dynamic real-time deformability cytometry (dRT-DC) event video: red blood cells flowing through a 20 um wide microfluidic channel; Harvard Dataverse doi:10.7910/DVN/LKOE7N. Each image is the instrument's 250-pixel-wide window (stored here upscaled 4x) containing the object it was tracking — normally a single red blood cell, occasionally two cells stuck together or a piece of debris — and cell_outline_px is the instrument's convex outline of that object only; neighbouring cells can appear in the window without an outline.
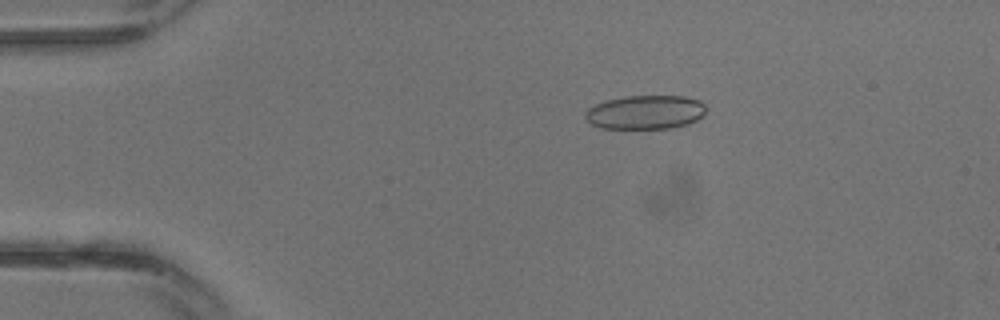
{"species": "common noctule bat (a hibernating species)", "species_latin": "Nyctalus noctula", "temperature_condition": "warm", "stored_images_in_passage": 18, "camera_frame_rate_fps": 3000, "um_per_image_px": 0.085, "animal": {"sex": "male", "body_mass_g": 13.3}, "frame": {"image": 1, "passage_image": 5, "time_ms": 1.333, "image_size_px": [1000, 320], "cell_outline_px": [[704, 116], [688, 124], [672, 128], [600, 128], [588, 124], [584, 116], [584, 112], [588, 108], [596, 104], [608, 100], [624, 96], [684, 96], [700, 100], [704, 104]], "centroid_in_image_um": [54.83, 9.54], "position_along_channel_um": 30.2, "area_um2": 24.04}}
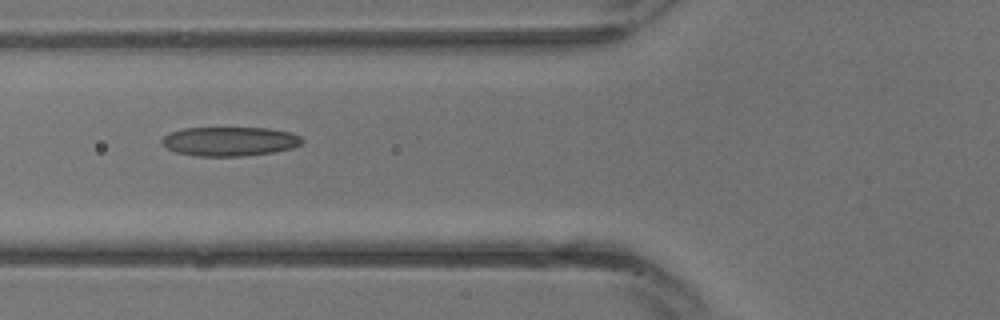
{"frame": {"image": 2, "passage_image": 11, "time_ms": 3.333, "image_size_px": [1000, 320], "cell_outline_px": [[304, 140], [300, 144], [292, 148], [272, 152], [244, 156], [196, 156], [176, 152], [160, 144], [160, 140], [164, 136], [172, 132], [184, 128], [268, 128], [292, 132], [300, 136]], "centroid_in_image_um": [19.52, 12.01], "position_along_channel_um": 106.3, "area_um2": 23.87}}
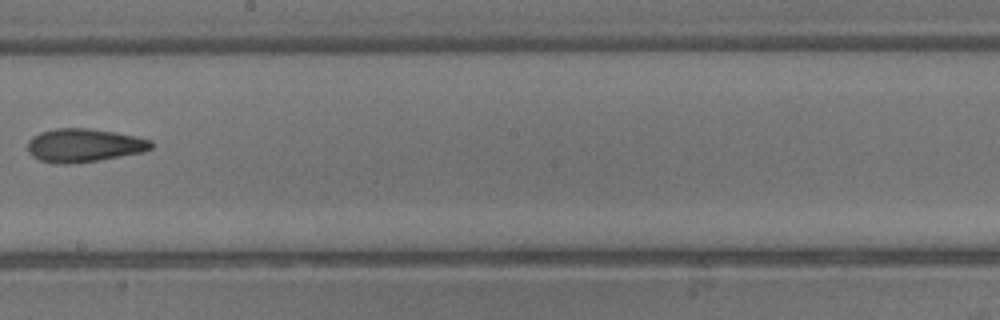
{"frame": {"image": 3, "passage_image": 17, "time_ms": 5.333, "image_size_px": [1000, 320], "cell_outline_px": [[156, 144], [152, 148], [144, 152], [100, 160], [68, 164], [56, 164], [40, 160], [32, 156], [28, 152], [28, 140], [32, 136], [40, 132], [56, 128], [88, 128], [136, 136], [152, 140]], "centroid_in_image_um": [7.15, 12.36], "position_along_channel_um": 241.0, "area_um2": 24.28}}